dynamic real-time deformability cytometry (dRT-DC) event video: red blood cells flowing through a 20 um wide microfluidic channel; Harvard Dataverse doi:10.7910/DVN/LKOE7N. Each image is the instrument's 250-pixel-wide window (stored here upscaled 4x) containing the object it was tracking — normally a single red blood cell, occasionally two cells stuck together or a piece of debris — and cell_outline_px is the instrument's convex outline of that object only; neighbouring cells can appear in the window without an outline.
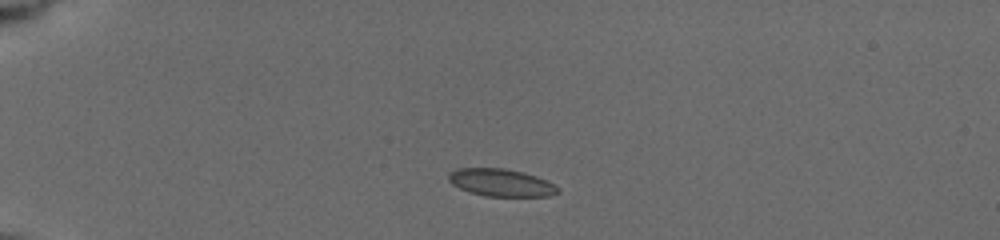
{"species": "common noctule bat (a hibernating species)", "species_latin": "Nyctalus noctula", "temperature_condition": "cold", "stored_images_in_passage": 20, "camera_frame_rate_fps": 3000, "um_per_image_px": 0.085, "animal": {"sex": "female", "body_mass_g": 19.5, "forearm_length_mm": 54.1}, "frame": {"image": 1, "passage_image": 11, "time_ms": 2.333, "image_size_px": [1000, 240], "cell_outline_px": [[560, 192], [552, 196], [484, 196], [468, 192], [452, 184], [448, 180], [448, 176], [456, 168], [504, 168], [524, 172], [536, 176], [560, 188]], "centroid_in_image_um": [42.59, 15.53], "position_along_channel_um": 42.4, "area_um2": 17.51}}